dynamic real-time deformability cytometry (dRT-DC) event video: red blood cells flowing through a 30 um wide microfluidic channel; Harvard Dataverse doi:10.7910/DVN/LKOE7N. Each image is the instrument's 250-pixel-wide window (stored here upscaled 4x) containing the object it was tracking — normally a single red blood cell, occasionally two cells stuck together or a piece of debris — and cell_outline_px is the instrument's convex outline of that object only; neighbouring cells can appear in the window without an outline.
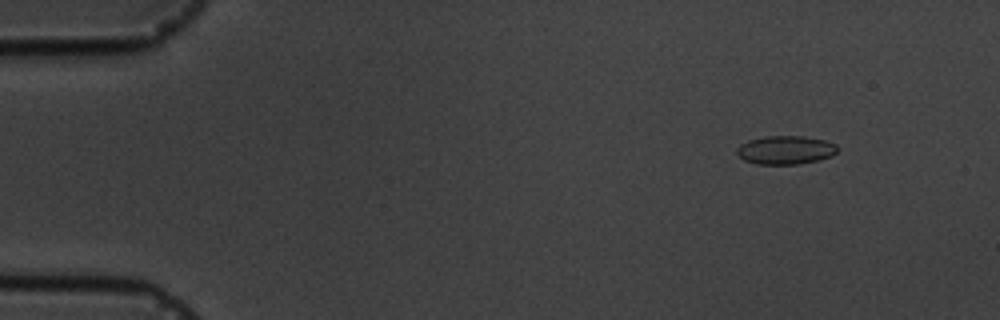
{"species": "common noctule bat (a hibernating species)", "species_latin": "Nyctalus noctula", "temperature_condition": "cold", "stored_images_in_passage": 5, "camera_frame_rate_fps": 3000, "um_per_image_px": 0.085, "animal": {"sex": "male", "body_mass_g": 19.5, "forearm_length_mm": 54.6}, "frame": {"image": 1, "passage_image": 2, "time_ms": 1.333, "image_size_px": [1000, 320], "cell_outline_px": [[840, 148], [832, 156], [816, 160], [796, 164], [756, 164], [744, 160], [736, 152], [736, 148], [740, 144], [748, 140], [764, 136], [804, 136], [824, 140], [836, 144]], "centroid_in_image_um": [66.76, 12.74], "position_along_channel_um": 18.2, "area_um2": 16.76}}
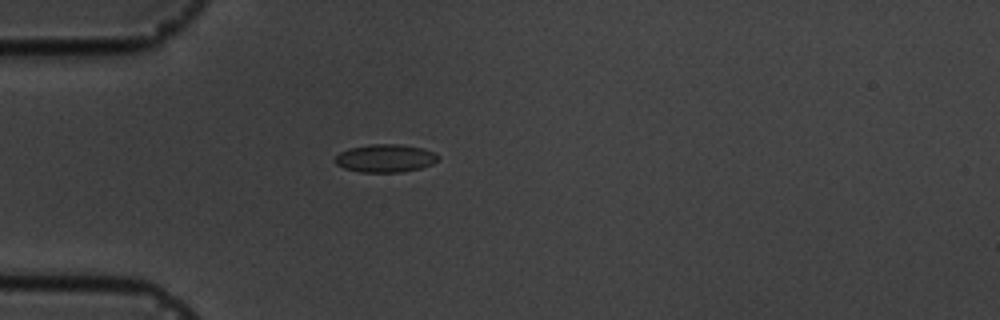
{"frame": {"image": 2, "passage_image": 5, "time_ms": 4.667, "image_size_px": [1000, 320], "cell_outline_px": [[440, 156], [432, 164], [420, 168], [400, 172], [360, 172], [344, 168], [336, 164], [332, 160], [340, 152], [348, 148], [372, 144], [400, 144], [424, 148]], "centroid_in_image_um": [32.72, 13.44], "position_along_channel_um": 52.3, "area_um2": 16.82}}